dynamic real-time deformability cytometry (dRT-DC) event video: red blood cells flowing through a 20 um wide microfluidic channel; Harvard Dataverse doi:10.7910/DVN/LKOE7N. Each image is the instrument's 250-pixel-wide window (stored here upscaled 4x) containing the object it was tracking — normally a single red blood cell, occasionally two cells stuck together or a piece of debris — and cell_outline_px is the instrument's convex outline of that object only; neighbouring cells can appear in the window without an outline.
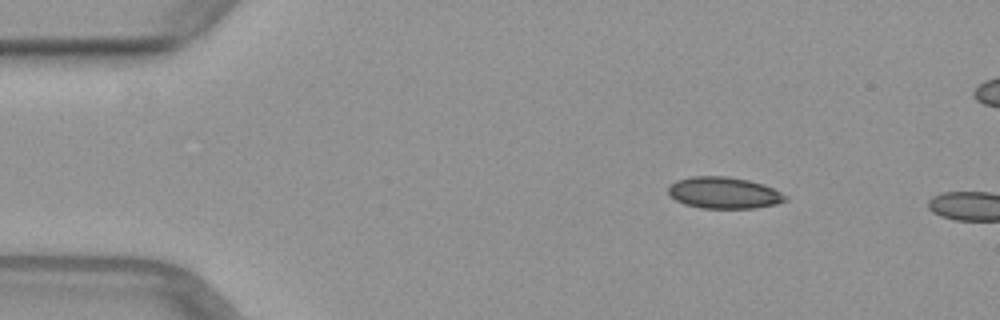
{"species": "common noctule bat (a hibernating species)", "species_latin": "Nyctalus noctula", "temperature_condition": "warm", "stored_images_in_passage": 4, "camera_frame_rate_fps": 3000, "um_per_image_px": 0.085, "animal": {"sex": "female", "body_mass_g": 29.2, "forearm_length_mm": 56.3}, "frame": {"image": 1, "passage_image": 1, "time_ms": 0.0, "image_size_px": [1000, 320], "cell_outline_px": [[788, 200], [776, 204], [752, 208], [700, 208], [684, 204], [668, 196], [668, 188], [676, 180], [692, 176], [728, 176], [748, 180], [764, 184], [788, 196]], "centroid_in_image_um": [61.52, 16.39], "position_along_channel_um": 23.5, "area_um2": 21.62}}